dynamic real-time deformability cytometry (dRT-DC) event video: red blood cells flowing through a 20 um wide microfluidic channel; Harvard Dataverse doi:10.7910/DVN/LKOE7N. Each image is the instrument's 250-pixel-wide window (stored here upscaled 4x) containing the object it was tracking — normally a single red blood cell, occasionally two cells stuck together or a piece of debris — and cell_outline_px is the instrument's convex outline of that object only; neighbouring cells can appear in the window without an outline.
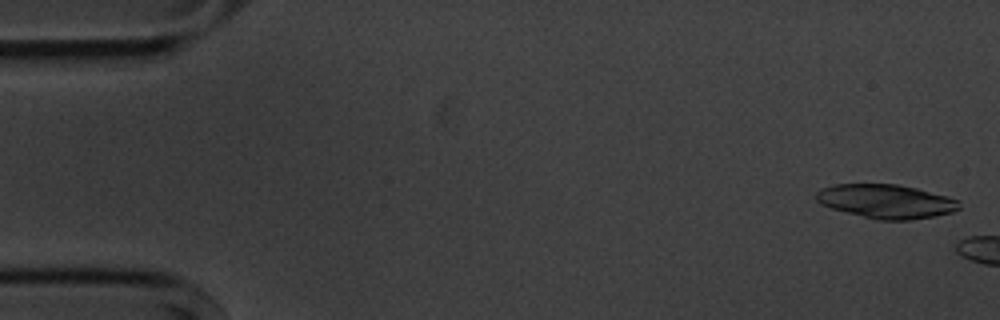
{"species": "common noctule bat (a hibernating species)", "species_latin": "Nyctalus noctula", "temperature_condition": "cold", "stored_images_in_passage": 12, "camera_frame_rate_fps": 3000, "um_per_image_px": 0.085, "animal": {"sex": "male", "body_mass_g": 20.1, "forearm_length_mm": 53.5}, "frame": {"image": 1, "passage_image": 1, "time_ms": 0.0, "image_size_px": [1000, 320], "cell_outline_px": [[960, 208], [952, 212], [936, 216], [912, 220], [880, 220], [832, 208], [820, 204], [816, 200], [816, 192], [820, 188], [832, 184], [896, 184], [916, 188], [948, 196], [960, 200]], "centroid_in_image_um": [75.34, 17.1], "position_along_channel_um": 9.7, "area_um2": 28.32}}
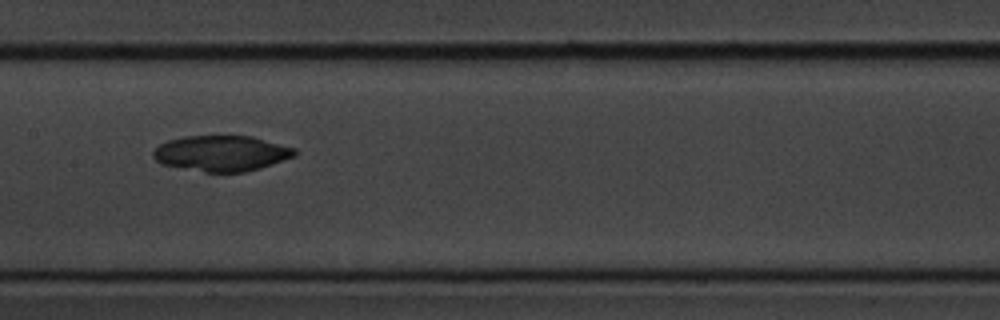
{"frame": {"image": 2, "passage_image": 10, "time_ms": 11.0, "image_size_px": [1000, 320], "cell_outline_px": [[296, 156], [260, 168], [244, 172], [204, 172], [160, 164], [152, 156], [152, 152], [160, 144], [168, 140], [184, 136], [252, 136], [296, 148]], "centroid_in_image_um": [18.82, 13.03], "position_along_channel_um": 188.6, "area_um2": 29.48}}
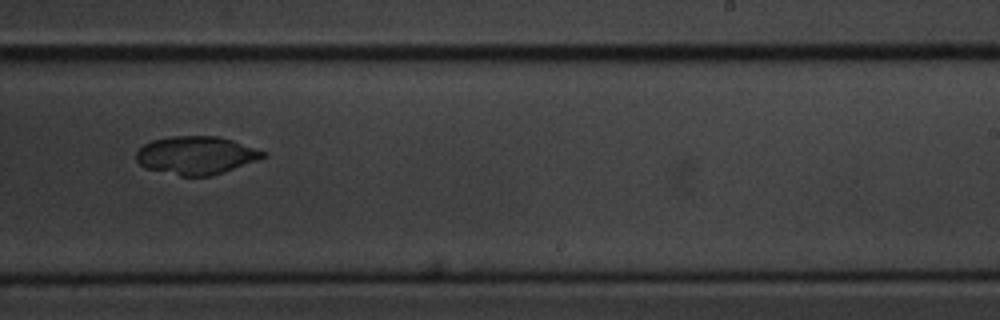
{"frame": {"image": 3, "passage_image": 12, "time_ms": 13.333, "image_size_px": [1000, 320], "cell_outline_px": [[268, 156], [224, 172], [212, 176], [180, 176], [144, 168], [136, 160], [136, 152], [144, 144], [152, 140], [172, 136], [220, 136], [268, 152]], "centroid_in_image_um": [16.68, 13.2], "position_along_channel_um": 272.3, "area_um2": 28.32}}